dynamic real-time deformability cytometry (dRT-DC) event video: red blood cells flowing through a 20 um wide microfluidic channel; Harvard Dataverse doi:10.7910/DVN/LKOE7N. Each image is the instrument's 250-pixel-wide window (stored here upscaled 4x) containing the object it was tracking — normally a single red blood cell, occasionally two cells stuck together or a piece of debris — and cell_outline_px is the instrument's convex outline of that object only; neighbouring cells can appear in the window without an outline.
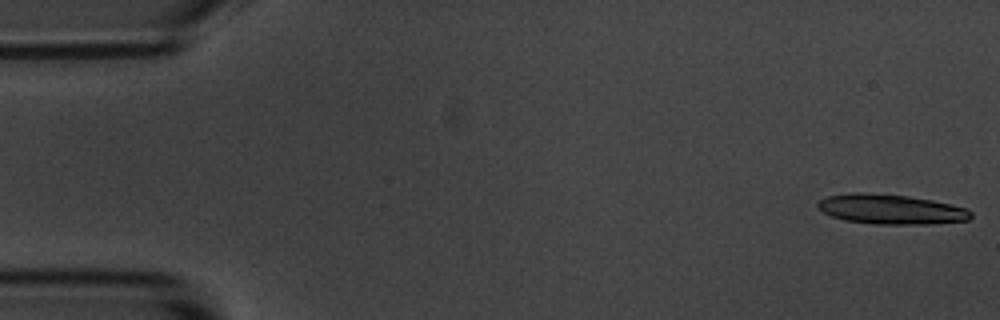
{"species": "common noctule bat (a hibernating species)", "species_latin": "Nyctalus noctula", "temperature_condition": "room temperature", "stored_images_in_passage": 15, "camera_frame_rate_fps": 3000, "um_per_image_px": 0.085, "animal": {"sex": "male", "body_mass_g": 20.1, "forearm_length_mm": 53.5}, "frame": {"image": 1, "passage_image": 1, "time_ms": 0.0, "image_size_px": [1000, 320], "cell_outline_px": [[972, 216], [968, 220], [928, 224], [876, 224], [844, 220], [832, 216], [824, 212], [816, 204], [820, 200], [828, 196], [856, 192], [864, 192], [908, 196], [932, 200], [968, 208], [972, 212]], "centroid_in_image_um": [75.76, 17.78], "position_along_channel_um": 9.2, "area_um2": 26.47}}